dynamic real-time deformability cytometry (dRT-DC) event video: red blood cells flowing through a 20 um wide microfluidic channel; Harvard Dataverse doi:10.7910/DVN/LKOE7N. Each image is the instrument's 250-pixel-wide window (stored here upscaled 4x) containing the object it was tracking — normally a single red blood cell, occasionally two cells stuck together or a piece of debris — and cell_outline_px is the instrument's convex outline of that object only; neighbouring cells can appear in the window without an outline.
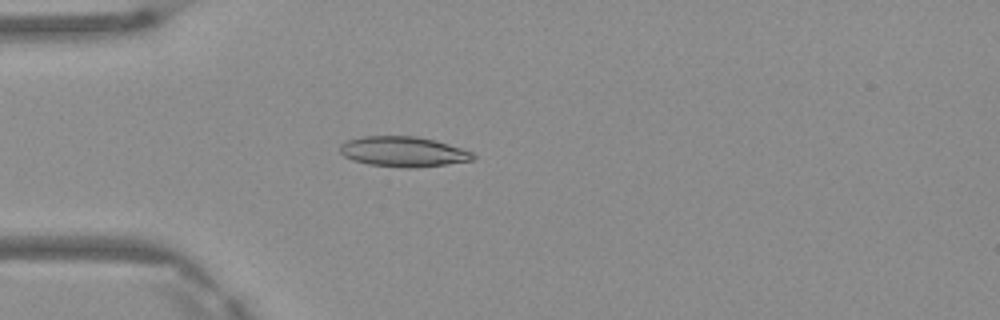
{"species": "Egyptian fruit bat (a non-hibernating species)", "species_latin": "Rousettus aegyptiacus", "temperature_condition": "warm", "stored_images_in_passage": 2, "camera_frame_rate_fps": 3000, "um_per_image_px": 0.085, "frame": {"image": 1, "passage_image": 2, "time_ms": 0.333, "image_size_px": [1000, 320], "cell_outline_px": [[476, 160], [416, 168], [408, 168], [368, 164], [352, 160], [344, 156], [340, 152], [340, 144], [344, 140], [360, 136], [416, 136], [436, 140], [472, 152], [476, 156]], "centroid_in_image_um": [34.26, 12.88], "position_along_channel_um": 50.7, "area_um2": 23.64}}